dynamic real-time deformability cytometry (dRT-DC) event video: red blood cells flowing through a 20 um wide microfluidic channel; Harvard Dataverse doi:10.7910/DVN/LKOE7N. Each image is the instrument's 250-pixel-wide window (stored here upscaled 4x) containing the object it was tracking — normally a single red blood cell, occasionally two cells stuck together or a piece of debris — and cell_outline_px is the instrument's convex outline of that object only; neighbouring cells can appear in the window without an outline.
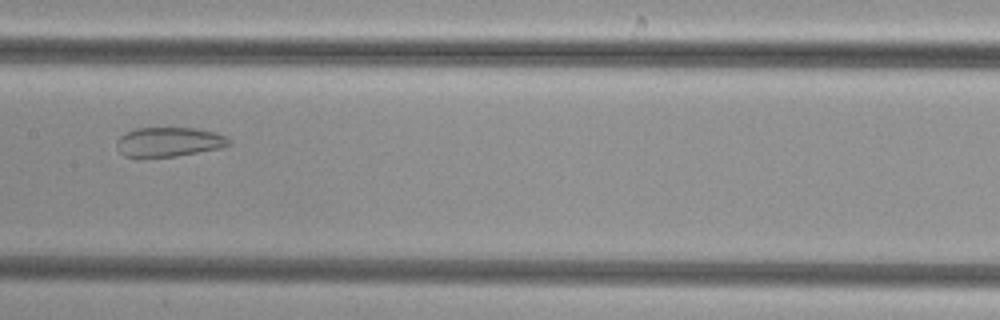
{"species": "common noctule bat (a hibernating species)", "species_latin": "Nyctalus noctula", "temperature_condition": "cold", "stored_images_in_passage": 35, "camera_frame_rate_fps": 3000, "um_per_image_px": 0.085, "animal": {"sex": "female", "body_mass_g": 29.2, "forearm_length_mm": 56.3}, "frame": {"image": 1, "passage_image": 12, "time_ms": 3.667, "image_size_px": [1000, 320], "cell_outline_px": [[232, 144], [220, 148], [176, 156], [136, 160], [124, 156], [120, 152], [116, 144], [116, 140], [120, 136], [136, 128], [196, 128], [216, 132], [232, 140]], "centroid_in_image_um": [14.32, 12.1], "position_along_channel_um": 193.1, "area_um2": 19.83}}
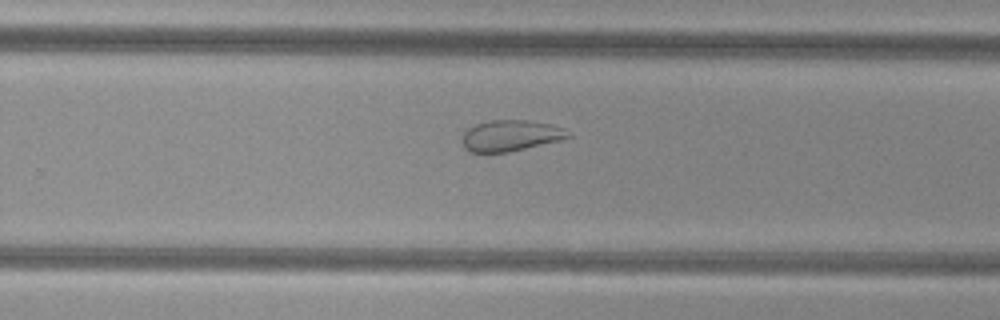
{"frame": {"image": 2, "passage_image": 19, "time_ms": 6.0, "image_size_px": [1000, 320], "cell_outline_px": [[572, 136], [560, 140], [508, 152], [468, 152], [460, 144], [460, 136], [468, 128], [476, 124], [492, 120], [528, 120], [548, 124], [564, 128], [572, 132]], "centroid_in_image_um": [43.36, 11.53], "position_along_channel_um": 286.4, "area_um2": 19.36}}
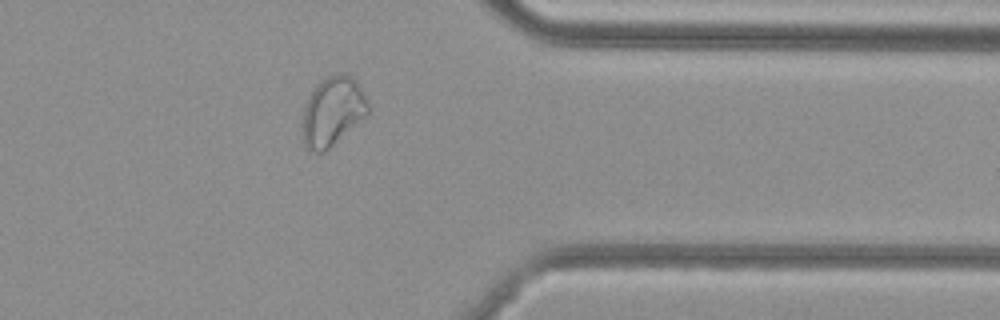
{"frame": {"image": 3, "passage_image": 27, "time_ms": 8.667, "image_size_px": [1000, 320], "cell_outline_px": [[368, 116], [324, 152], [312, 152], [304, 144], [304, 108], [312, 88], [320, 80], [336, 72], [348, 72], [356, 80], [364, 92], [368, 104]], "centroid_in_image_um": [28.31, 9.41], "position_along_channel_um": 383.1, "area_um2": 26.59}}